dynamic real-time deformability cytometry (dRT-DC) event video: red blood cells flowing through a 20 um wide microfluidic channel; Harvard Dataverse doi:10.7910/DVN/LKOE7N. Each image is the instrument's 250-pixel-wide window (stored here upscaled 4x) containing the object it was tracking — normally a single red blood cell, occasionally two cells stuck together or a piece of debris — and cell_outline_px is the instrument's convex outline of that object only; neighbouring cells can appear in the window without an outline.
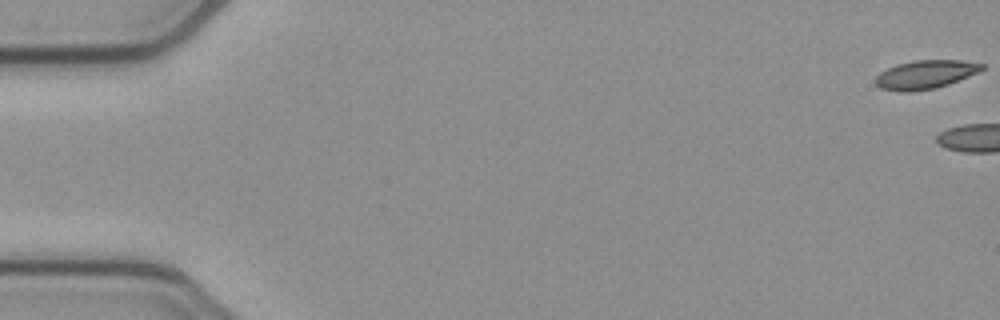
{"species": "common noctule bat (a hibernating species)", "species_latin": "Nyctalus noctula", "temperature_condition": "cold", "stored_images_in_passage": 11, "camera_frame_rate_fps": 3000, "um_per_image_px": 0.085, "animal": {"sex": "female", "body_mass_g": 21.9}, "frame": {"image": 1, "passage_image": 1, "time_ms": 0.0, "image_size_px": [1000, 320], "cell_outline_px": [[984, 68], [980, 72], [948, 84], [936, 88], [908, 92], [900, 92], [880, 88], [872, 80], [880, 72], [896, 64], [912, 60], [960, 60], [984, 64]], "centroid_in_image_um": [78.63, 6.33], "position_along_channel_um": 6.4, "area_um2": 17.92}}